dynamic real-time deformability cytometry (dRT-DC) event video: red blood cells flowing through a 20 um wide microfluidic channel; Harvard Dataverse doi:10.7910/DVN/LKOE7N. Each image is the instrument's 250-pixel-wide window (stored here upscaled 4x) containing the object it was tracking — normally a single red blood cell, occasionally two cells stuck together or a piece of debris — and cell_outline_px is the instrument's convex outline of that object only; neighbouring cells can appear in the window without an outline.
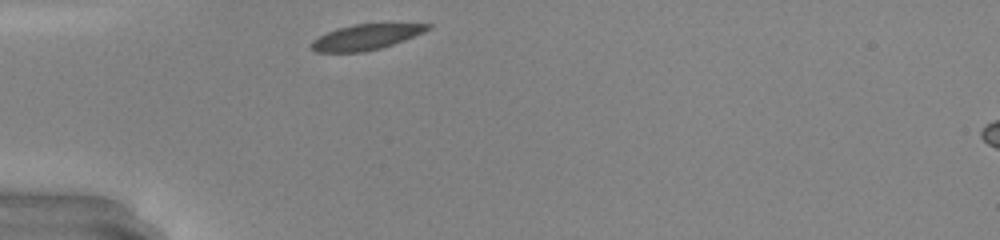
{"species": "common noctule bat (a hibernating species)", "species_latin": "Nyctalus noctula", "temperature_condition": "warm", "stored_images_in_passage": 26, "camera_frame_rate_fps": 3000, "um_per_image_px": 0.085, "animal": {"sex": "male", "body_mass_g": 20.0, "forearm_length_mm": 53.3}, "frame": {"image": 1, "passage_image": 1, "time_ms": 0.0, "image_size_px": [1000, 240], "cell_outline_px": [[432, 28], [424, 32], [404, 40], [380, 48], [364, 52], [316, 52], [312, 48], [312, 40], [336, 28], [356, 24], [432, 24]], "centroid_in_image_um": [31.11, 3.15], "position_along_channel_um": 53.9, "area_um2": 16.99}}
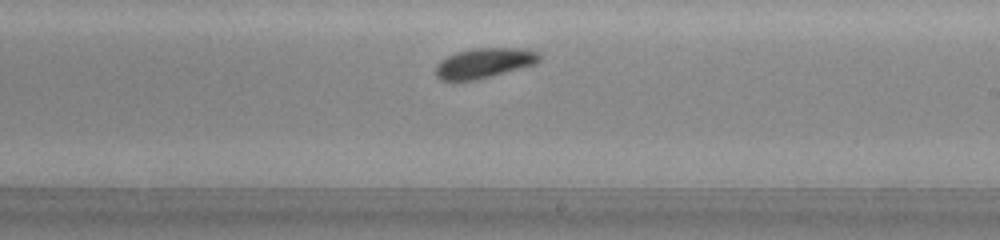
{"frame": {"image": 2, "passage_image": 16, "time_ms": 5.0, "image_size_px": [1000, 240], "cell_outline_px": [[540, 60], [536, 64], [476, 80], [440, 80], [436, 76], [436, 64], [448, 56], [456, 52], [476, 48], [528, 48], [536, 52], [540, 56]], "centroid_in_image_um": [41.17, 5.35], "position_along_channel_um": 247.8, "area_um2": 18.03}}
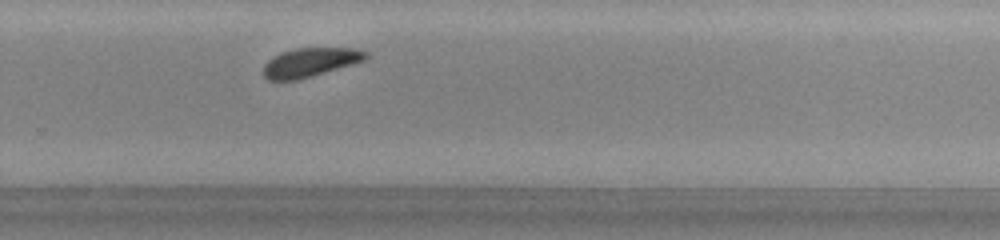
{"frame": {"image": 3, "passage_image": 20, "time_ms": 6.333, "image_size_px": [1000, 240], "cell_outline_px": [[368, 56], [364, 60], [312, 76], [296, 80], [268, 80], [264, 76], [264, 64], [268, 60], [280, 52], [296, 48], [356, 48], [368, 52]], "centroid_in_image_um": [26.35, 5.29], "position_along_channel_um": 303.5, "area_um2": 17.11}, "authors_computed_cell_mechanics": {"area_um2": 18.0336, "velocity_mm_per_s": 4.1654, "shape_relaxation_time_tau1_ms": 1.8297, "shape_relaxation_time_tau2_ms": null, "deformation_change_tau1": 0.1007, "deformation_change_tau2": null}}